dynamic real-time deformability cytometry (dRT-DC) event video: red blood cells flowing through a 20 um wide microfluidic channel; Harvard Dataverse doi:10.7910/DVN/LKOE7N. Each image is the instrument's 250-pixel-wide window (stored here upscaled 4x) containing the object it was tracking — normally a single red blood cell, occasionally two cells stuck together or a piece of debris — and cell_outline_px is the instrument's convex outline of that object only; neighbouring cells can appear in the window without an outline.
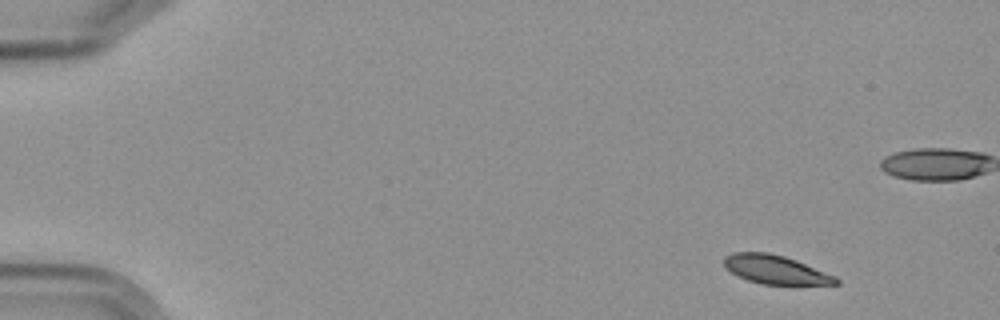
{"species": "Egyptian fruit bat (a non-hibernating species)", "species_latin": "Rousettus aegyptiacus", "temperature_condition": "cold", "stored_images_in_passage": 6, "camera_frame_rate_fps": 3000, "um_per_image_px": 0.085, "frame": {"image": 1, "passage_image": 1, "time_ms": 0.0, "image_size_px": [1000, 320], "cell_outline_px": [[840, 284], [764, 284], [748, 280], [724, 268], [724, 256], [732, 252], [768, 252], [784, 256], [796, 260], [836, 276], [840, 280]], "centroid_in_image_um": [65.91, 22.9], "position_along_channel_um": 19.1, "area_um2": 18.61}}
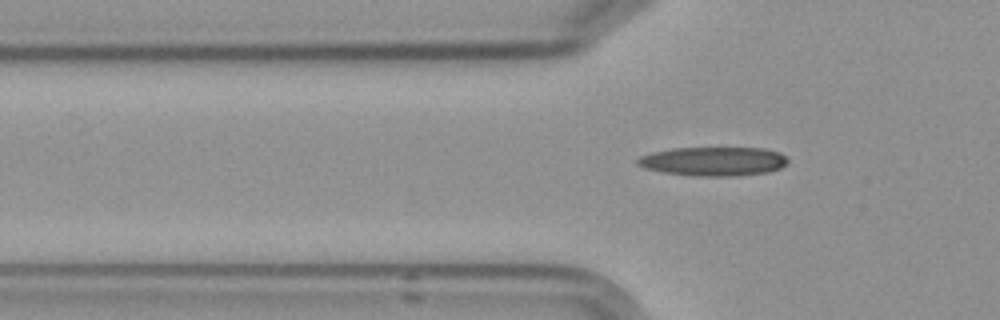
{"frame": {"image": 2, "passage_image": 6, "time_ms": 6.667, "image_size_px": [1000, 320], "cell_outline_px": [[788, 160], [780, 168], [768, 172], [732, 176], [696, 176], [664, 172], [644, 168], [636, 164], [636, 160], [640, 156], [652, 152], [672, 148], [764, 148], [780, 152]], "centroid_in_image_um": [60.61, 13.71], "position_along_channel_um": 65.2, "area_um2": 25.32}}